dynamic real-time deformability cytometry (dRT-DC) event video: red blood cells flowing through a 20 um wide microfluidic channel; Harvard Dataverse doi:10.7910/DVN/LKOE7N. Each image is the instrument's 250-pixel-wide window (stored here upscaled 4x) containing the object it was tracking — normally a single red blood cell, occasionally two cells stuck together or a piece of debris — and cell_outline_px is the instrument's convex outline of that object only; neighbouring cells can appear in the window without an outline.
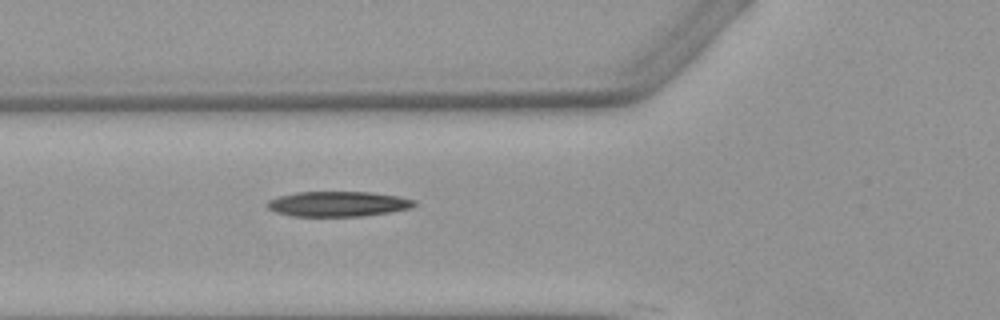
{"species": "Egyptian fruit bat (a non-hibernating species)", "species_latin": "Rousettus aegyptiacus", "temperature_condition": "warm", "stored_images_in_passage": 4, "camera_frame_rate_fps": 3000, "um_per_image_px": 0.085, "animal": {"sex": "female"}, "frame": {"image": 1, "passage_image": 4, "time_ms": 4.0, "image_size_px": [1000, 320], "cell_outline_px": [[416, 204], [412, 208], [364, 216], [292, 216], [276, 212], [268, 208], [264, 204], [268, 200], [280, 196], [296, 192], [372, 192], [400, 196], [416, 200]], "centroid_in_image_um": [28.74, 17.33], "position_along_channel_um": 97.1, "area_um2": 21.68}}